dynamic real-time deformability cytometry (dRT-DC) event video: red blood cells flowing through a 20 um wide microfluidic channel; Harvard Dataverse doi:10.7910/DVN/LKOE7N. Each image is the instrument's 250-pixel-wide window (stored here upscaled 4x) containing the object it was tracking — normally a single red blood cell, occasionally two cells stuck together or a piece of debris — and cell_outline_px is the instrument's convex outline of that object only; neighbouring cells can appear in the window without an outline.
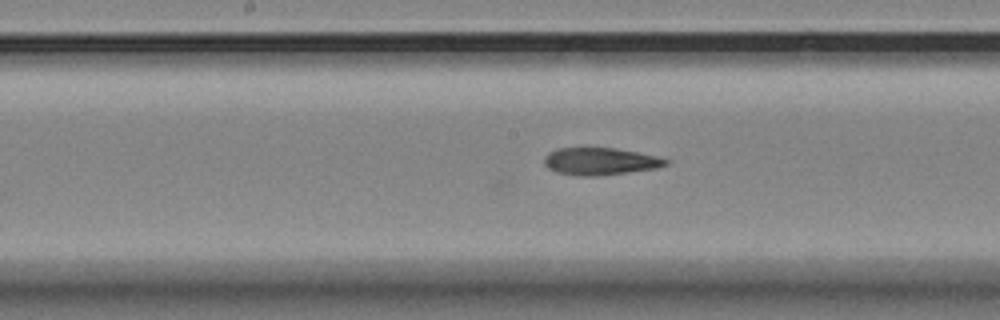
{"species": "Egyptian fruit bat (a non-hibernating species)", "species_latin": "Rousettus aegyptiacus", "temperature_condition": "room temperature", "stored_images_in_passage": 30, "camera_frame_rate_fps": 3000, "um_per_image_px": 0.085, "animal": {"sex": "female"}, "frame": {"image": 1, "passage_image": 14, "time_ms": 4.333, "image_size_px": [1000, 320], "cell_outline_px": [[672, 160], [668, 164], [656, 168], [628, 172], [596, 176], [576, 176], [556, 172], [548, 168], [544, 164], [544, 156], [548, 152], [556, 148], [616, 148], [660, 156]], "centroid_in_image_um": [51.03, 13.71], "position_along_channel_um": 197.2, "area_um2": 19.59}}
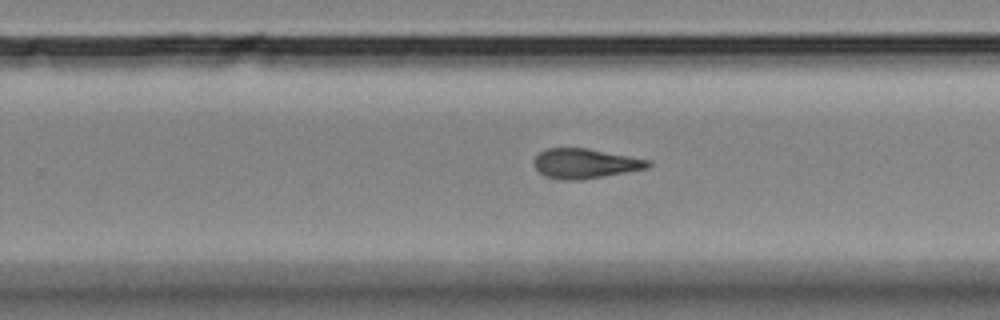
{"frame": {"image": 2, "passage_image": 21, "time_ms": 6.667, "image_size_px": [1000, 320], "cell_outline_px": [[652, 164], [648, 168], [580, 180], [560, 180], [544, 176], [532, 164], [532, 160], [540, 152], [548, 148], [588, 148], [652, 160]], "centroid_in_image_um": [49.73, 13.89], "position_along_channel_um": 280.1, "area_um2": 19.94}}
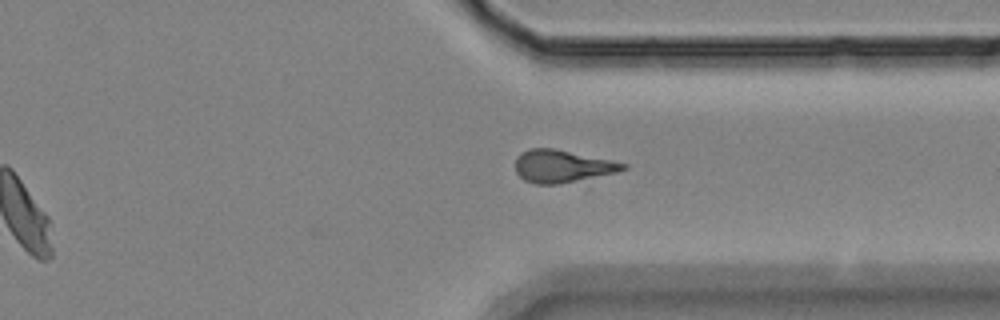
{"frame": {"image": 3, "passage_image": 28, "time_ms": 9.0, "image_size_px": [1000, 320], "cell_outline_px": [[628, 168], [616, 172], [556, 184], [536, 184], [524, 180], [516, 172], [516, 156], [528, 148], [552, 148], [628, 164]], "centroid_in_image_um": [47.73, 14.12], "position_along_channel_um": 363.7, "area_um2": 19.94}}